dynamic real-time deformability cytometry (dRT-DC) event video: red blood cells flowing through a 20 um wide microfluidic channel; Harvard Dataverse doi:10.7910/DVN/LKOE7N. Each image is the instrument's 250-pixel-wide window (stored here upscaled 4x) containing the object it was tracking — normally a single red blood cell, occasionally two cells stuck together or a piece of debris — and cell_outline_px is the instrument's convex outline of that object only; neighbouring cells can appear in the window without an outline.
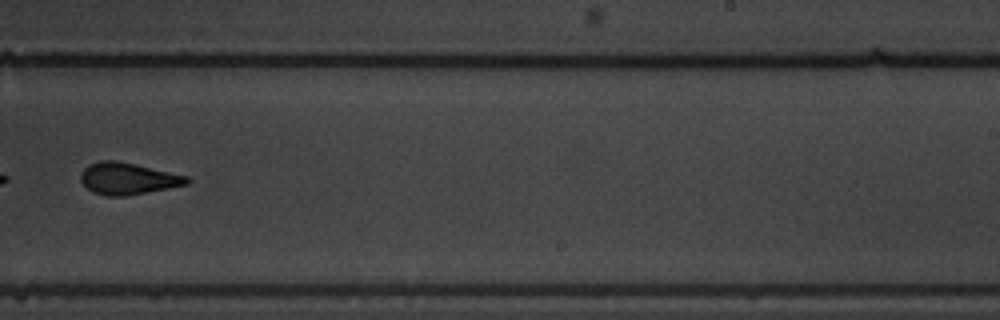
{"species": "common noctule bat (a hibernating species)", "species_latin": "Nyctalus noctula", "temperature_condition": "warm", "stored_images_in_passage": 16, "camera_frame_rate_fps": 3000, "um_per_image_px": 0.085, "animal": {"sex": "male", "body_mass_g": 19.5, "forearm_length_mm": 54.6}, "frame": {"image": 1, "passage_image": 10, "time_ms": 3.0, "image_size_px": [1000, 320], "cell_outline_px": [[192, 180], [188, 184], [168, 188], [124, 196], [108, 196], [92, 192], [80, 180], [80, 176], [84, 168], [88, 164], [100, 160], [116, 160], [136, 164], [188, 176]], "centroid_in_image_um": [10.87, 15.17], "position_along_channel_um": 278.1, "area_um2": 19.65}}
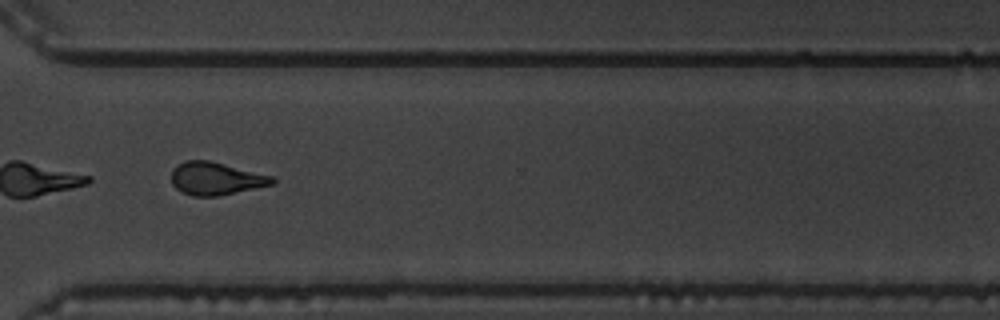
{"frame": {"image": 2, "passage_image": 12, "time_ms": 3.667, "image_size_px": [1000, 320], "cell_outline_px": [[276, 180], [272, 184], [256, 188], [220, 196], [192, 196], [176, 188], [172, 184], [172, 168], [176, 164], [184, 160], [208, 160], [276, 176]], "centroid_in_image_um": [18.36, 15.17], "position_along_channel_um": 352.2, "area_um2": 19.48}}